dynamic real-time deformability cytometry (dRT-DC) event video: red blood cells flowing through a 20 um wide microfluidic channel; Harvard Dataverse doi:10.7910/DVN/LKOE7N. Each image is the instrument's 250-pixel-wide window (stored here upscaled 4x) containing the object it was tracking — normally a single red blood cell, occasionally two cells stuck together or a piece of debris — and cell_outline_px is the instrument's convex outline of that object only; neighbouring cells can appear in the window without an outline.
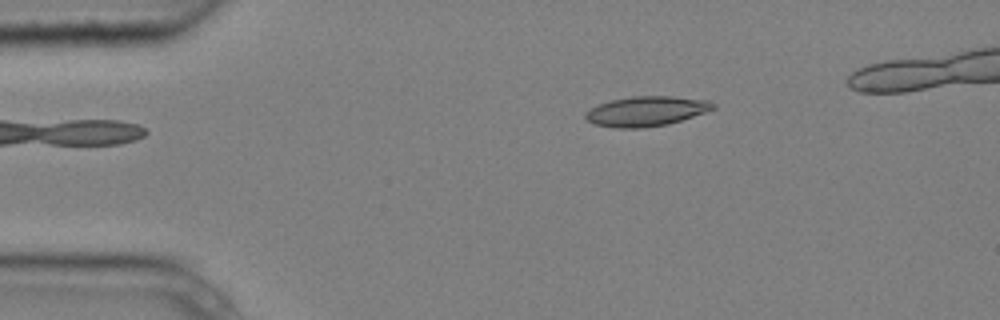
{"species": "common noctule bat (a hibernating species)", "species_latin": "Nyctalus noctula", "temperature_condition": "cold", "stored_images_in_passage": 2, "camera_frame_rate_fps": 3000, "um_per_image_px": 0.085, "animal": {"sex": "male", "body_mass_g": 20.4}, "frame": {"image": 1, "passage_image": 2, "time_ms": 0.333, "image_size_px": [1000, 320], "cell_outline_px": [[716, 108], [668, 124], [644, 128], [616, 128], [596, 124], [588, 120], [584, 116], [592, 108], [600, 104], [612, 100], [632, 96], [672, 96], [708, 100], [716, 104]], "centroid_in_image_um": [54.97, 9.45], "position_along_channel_um": 30.0, "area_um2": 21.91}}